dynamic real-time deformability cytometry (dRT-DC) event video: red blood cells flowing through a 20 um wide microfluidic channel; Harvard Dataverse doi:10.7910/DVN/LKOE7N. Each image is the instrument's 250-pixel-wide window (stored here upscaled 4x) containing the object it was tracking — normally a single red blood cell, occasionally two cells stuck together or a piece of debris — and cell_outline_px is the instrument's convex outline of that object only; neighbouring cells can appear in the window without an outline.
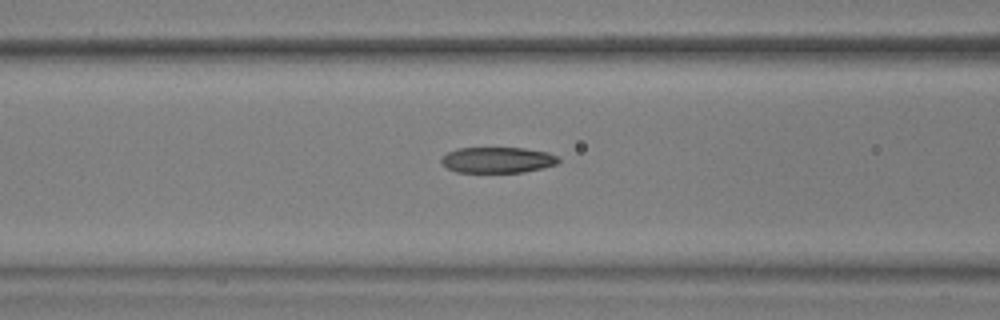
{"species": "common noctule bat (a hibernating species)", "species_latin": "Nyctalus noctula", "temperature_condition": "warm", "stored_images_in_passage": 50, "camera_frame_rate_fps": 3000, "um_per_image_px": 0.085, "animal": {"sex": "male", "body_mass_g": 17.9, "forearm_length_mm": 54.2}, "frame": {"image": 1, "passage_image": 19, "time_ms": 6.0, "image_size_px": [1000, 320], "cell_outline_px": [[560, 160], [556, 164], [544, 168], [524, 172], [456, 172], [448, 168], [440, 160], [448, 152], [456, 148], [524, 148], [548, 152], [556, 156]], "centroid_in_image_um": [42.31, 13.6], "position_along_channel_um": 124.3, "area_um2": 17.57}}
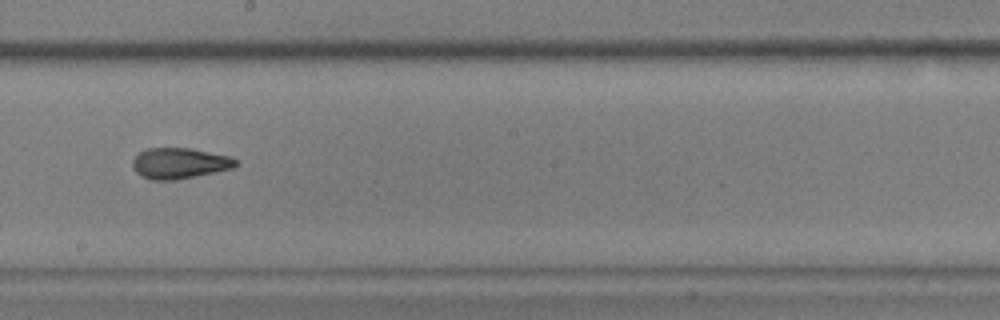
{"frame": {"image": 2, "passage_image": 28, "time_ms": 9.0, "image_size_px": [1000, 320], "cell_outline_px": [[236, 164], [232, 168], [216, 172], [176, 180], [152, 180], [140, 176], [132, 168], [132, 160], [140, 152], [148, 148], [188, 148], [232, 156], [236, 160]], "centroid_in_image_um": [15.23, 13.88], "position_along_channel_um": 233.0, "area_um2": 18.55}}
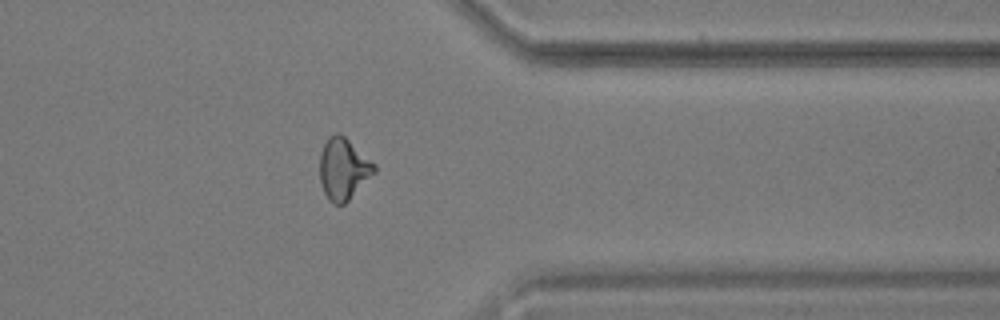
{"frame": {"image": 3, "passage_image": 41, "time_ms": 13.333, "image_size_px": [1000, 320], "cell_outline_px": [[376, 172], [344, 204], [332, 204], [328, 200], [324, 192], [320, 180], [320, 152], [328, 136], [336, 132], [340, 132], [376, 164]], "centroid_in_image_um": [29.18, 14.34], "position_along_channel_um": 382.2, "area_um2": 19.65}, "authors_computed_cell_mechanics": {"area_um2": 18.4382, "velocity_mm_per_s": 3.6178, "shape_relaxation_time_tau1_ms": 11.1775, "shape_relaxation_time_tau2_ms": 1.5295, "deformation_change_tau1": 0.3031, "deformation_change_tau2": 0.088}}